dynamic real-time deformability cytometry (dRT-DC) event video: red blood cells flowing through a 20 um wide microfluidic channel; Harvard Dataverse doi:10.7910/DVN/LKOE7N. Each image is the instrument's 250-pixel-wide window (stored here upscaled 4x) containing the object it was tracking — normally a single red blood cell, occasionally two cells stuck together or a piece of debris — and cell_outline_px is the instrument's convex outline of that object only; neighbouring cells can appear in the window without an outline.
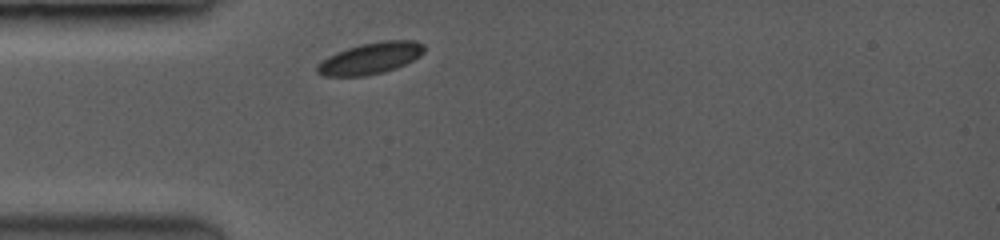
{"species": "common noctule bat (a hibernating species)", "species_latin": "Nyctalus noctula", "temperature_condition": "room temperature", "stored_images_in_passage": 1, "camera_frame_rate_fps": 3500, "um_per_image_px": 0.085, "animal": {"sex": "female", "body_mass_g": 19.0, "forearm_length_mm": 53.3}, "frame": {"image": 1, "passage_image": 1, "time_ms": 0.0, "image_size_px": [1000, 240], "cell_outline_px": [[424, 52], [420, 56], [396, 68], [364, 76], [324, 76], [316, 72], [316, 68], [328, 56], [336, 52], [360, 44], [384, 40], [416, 40], [424, 44]], "centroid_in_image_um": [31.51, 4.94], "position_along_channel_um": 53.5, "area_um2": 19.42}}